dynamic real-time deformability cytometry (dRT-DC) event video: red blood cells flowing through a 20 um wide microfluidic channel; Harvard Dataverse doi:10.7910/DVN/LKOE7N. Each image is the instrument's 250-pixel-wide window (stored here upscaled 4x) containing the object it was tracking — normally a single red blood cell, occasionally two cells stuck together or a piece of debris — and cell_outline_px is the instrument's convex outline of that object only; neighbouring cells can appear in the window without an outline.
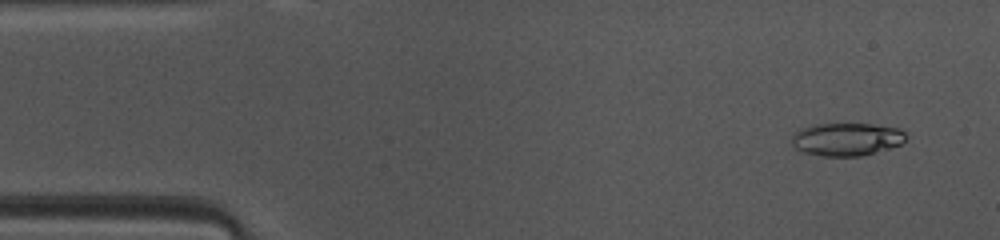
{"species": "common noctule bat (a hibernating species)", "species_latin": "Nyctalus noctula", "temperature_condition": "warm", "stored_images_in_passage": 47, "camera_frame_rate_fps": 3000, "um_per_image_px": 0.085, "animal": {"sex": "female", "body_mass_g": 10.0, "forearm_length_mm": 53.1}, "frame": {"image": 1, "passage_image": 3, "time_ms": 0.667, "image_size_px": [1000, 240], "cell_outline_px": [[904, 140], [900, 144], [892, 148], [860, 156], [820, 156], [804, 152], [796, 148], [792, 144], [792, 136], [800, 128], [816, 124], [872, 124], [900, 128], [904, 132]], "centroid_in_image_um": [71.96, 11.84], "position_along_channel_um": 13.0, "area_um2": 21.85}}
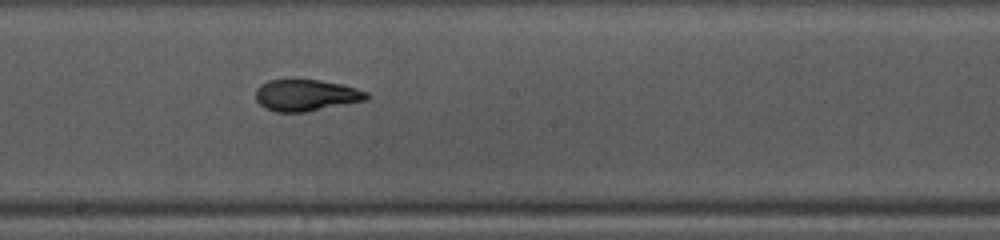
{"frame": {"image": 2, "passage_image": 24, "time_ms": 7.667, "image_size_px": [1000, 240], "cell_outline_px": [[368, 96], [364, 100], [304, 112], [276, 112], [264, 108], [256, 100], [256, 88], [260, 84], [268, 80], [292, 76], [296, 76], [344, 84], [368, 92]], "centroid_in_image_um": [25.94, 8.03], "position_along_channel_um": 222.3, "area_um2": 21.04}}
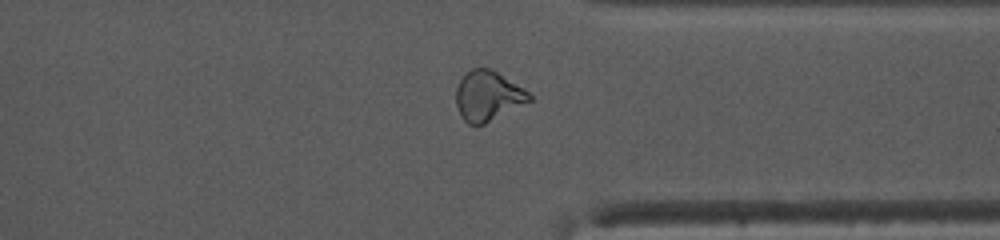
{"frame": {"image": 3, "passage_image": 35, "time_ms": 11.333, "image_size_px": [1000, 240], "cell_outline_px": [[532, 100], [484, 124], [468, 124], [460, 116], [456, 104], [456, 88], [464, 72], [472, 68], [488, 68], [496, 72], [528, 92], [532, 96]], "centroid_in_image_um": [41.42, 8.16], "position_along_channel_um": 370.0, "area_um2": 21.04}, "authors_computed_cell_mechanics": {"area_um2": 21.3282, "velocity_mm_per_s": 4.1159, "shape_relaxation_time_tau1_ms": 6.5438, "shape_relaxation_time_tau2_ms": 2.317, "deformation_change_tau1": 0.2442, "deformation_change_tau2": 0.0658}}